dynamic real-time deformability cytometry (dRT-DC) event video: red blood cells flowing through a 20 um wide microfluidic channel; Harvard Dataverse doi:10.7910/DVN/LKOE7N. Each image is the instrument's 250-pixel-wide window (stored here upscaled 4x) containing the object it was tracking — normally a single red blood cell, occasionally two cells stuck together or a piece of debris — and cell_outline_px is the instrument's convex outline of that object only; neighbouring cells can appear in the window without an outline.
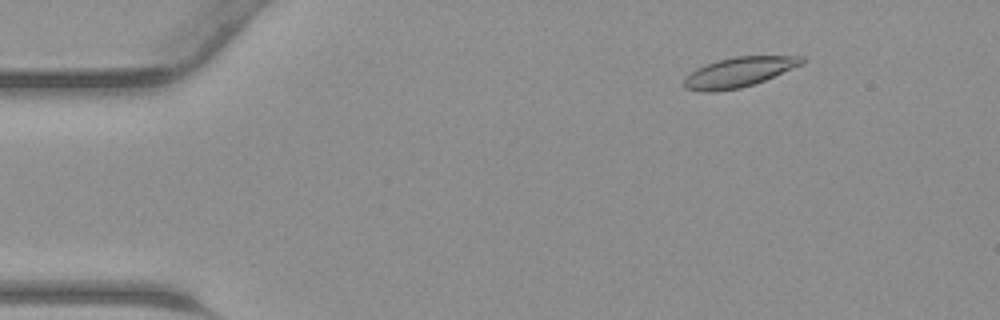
{"species": "common noctule bat (a hibernating species)", "species_latin": "Nyctalus noctula", "temperature_condition": "warm", "stored_images_in_passage": 46, "camera_frame_rate_fps": 3000, "um_per_image_px": 0.085, "animal": {"sex": "male", "body_mass_g": 23.1, "forearm_length_mm": 52.7}, "frame": {"image": 1, "passage_image": 7, "time_ms": 2.0, "image_size_px": [1000, 320], "cell_outline_px": [[808, 60], [804, 64], [764, 80], [740, 88], [716, 92], [700, 92], [684, 88], [684, 76], [696, 68], [720, 60], [736, 56], [804, 56]], "centroid_in_image_um": [62.81, 6.14], "position_along_channel_um": 22.2, "area_um2": 20.58}}
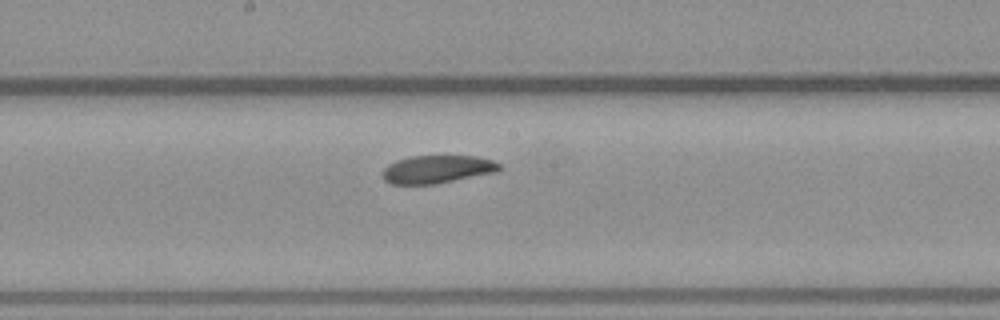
{"frame": {"image": 2, "passage_image": 25, "time_ms": 8.0, "image_size_px": [1000, 320], "cell_outline_px": [[500, 168], [496, 172], [436, 184], [392, 184], [384, 180], [380, 172], [388, 164], [396, 160], [408, 156], [476, 156], [492, 160], [500, 164]], "centroid_in_image_um": [37.11, 14.39], "position_along_channel_um": 211.1, "area_um2": 19.13}}
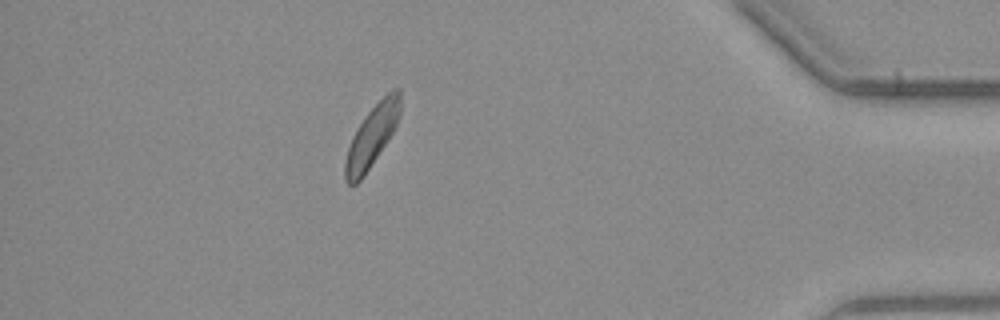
{"frame": {"image": 3, "passage_image": 41, "time_ms": 13.333, "image_size_px": [1000, 320], "cell_outline_px": [[400, 116], [388, 140], [364, 176], [356, 184], [348, 184], [344, 180], [344, 164], [348, 148], [352, 136], [364, 116], [392, 88], [400, 88]], "centroid_in_image_um": [31.6, 11.59], "position_along_channel_um": 403.6, "area_um2": 19.54}}